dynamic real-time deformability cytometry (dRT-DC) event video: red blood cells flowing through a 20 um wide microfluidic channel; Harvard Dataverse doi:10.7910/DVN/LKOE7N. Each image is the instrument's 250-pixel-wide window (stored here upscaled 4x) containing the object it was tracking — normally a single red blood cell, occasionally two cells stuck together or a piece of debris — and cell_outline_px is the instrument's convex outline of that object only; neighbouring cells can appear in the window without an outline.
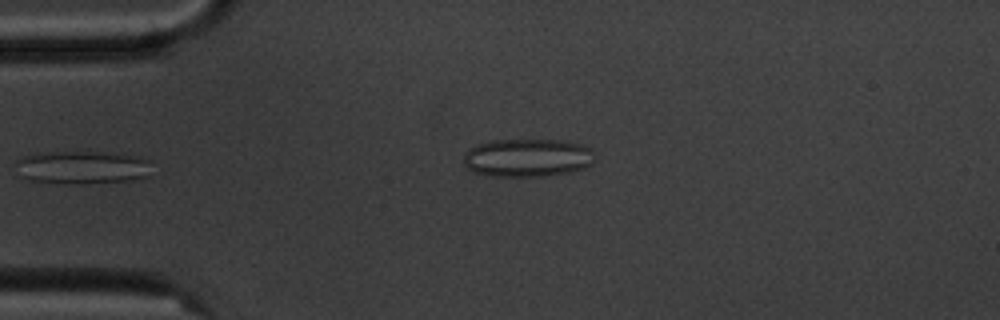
{"species": "common noctule bat (a hibernating species)", "species_latin": "Nyctalus noctula", "temperature_condition": "cold", "stored_images_in_passage": 7, "camera_frame_rate_fps": 3000, "um_per_image_px": 0.085, "animal": {"sex": "male", "body_mass_g": 20.1, "forearm_length_mm": 53.5}, "frame": {"image": 1, "passage_image": 5, "time_ms": 4.667, "image_size_px": [1000, 320], "cell_outline_px": [[152, 160], [148, 176], [132, 180], [80, 184], [64, 184], [28, 180], [24, 176], [16, 160], [20, 156], [36, 152], [104, 152], [140, 156]], "centroid_in_image_um": [7.04, 14.22], "position_along_channel_um": 78.0, "area_um2": 26.47}}